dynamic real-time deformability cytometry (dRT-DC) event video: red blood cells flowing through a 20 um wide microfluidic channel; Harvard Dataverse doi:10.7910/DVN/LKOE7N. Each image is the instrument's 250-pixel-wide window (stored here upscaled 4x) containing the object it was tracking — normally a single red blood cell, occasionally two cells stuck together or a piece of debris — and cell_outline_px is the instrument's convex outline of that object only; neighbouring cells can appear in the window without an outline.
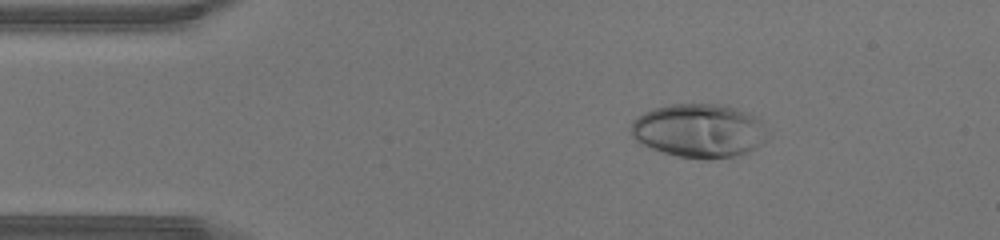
{"species": "human", "species_latin": "Homo sapiens", "temperature_condition": "warm", "stored_images_in_passage": 43, "camera_frame_rate_fps": 3000, "um_per_image_px": 0.085, "donor": {"sex": "male"}, "frame": {"image": 1, "passage_image": 6, "time_ms": 1.667, "image_size_px": [1000, 240], "cell_outline_px": [[772, 136], [768, 140], [748, 152], [732, 156], [676, 156], [640, 144], [632, 136], [632, 120], [636, 116], [644, 112], [656, 108], [672, 104], [720, 104], [736, 108], [760, 120]], "centroid_in_image_um": [59.44, 11.07], "position_along_channel_um": 25.6, "area_um2": 42.14}}
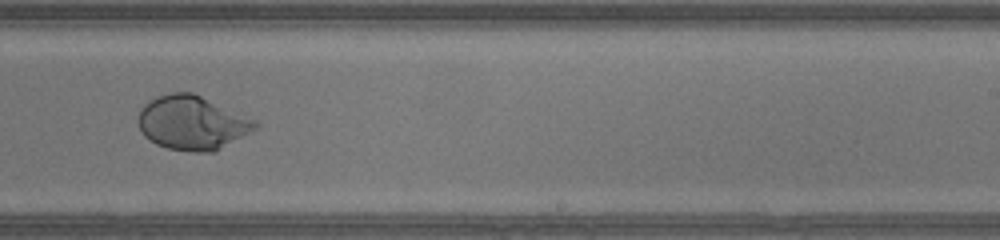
{"frame": {"image": 2, "passage_image": 26, "time_ms": 8.333, "image_size_px": [1000, 240], "cell_outline_px": [[260, 124], [256, 128], [216, 152], [196, 152], [168, 148], [156, 144], [144, 136], [136, 120], [136, 116], [140, 108], [144, 104], [156, 96], [172, 92], [192, 92], [256, 120]], "centroid_in_image_um": [16.3, 10.44], "position_along_channel_um": 272.7, "area_um2": 36.93}}
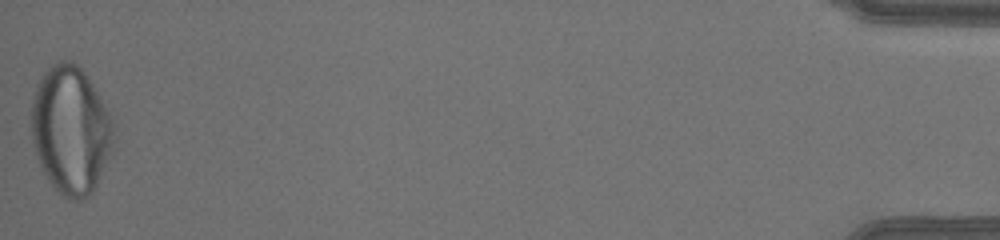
{"frame": {"image": 3, "passage_image": 43, "time_ms": 14.0, "image_size_px": [1000, 240], "cell_outline_px": [[112, 152], [96, 188], [84, 200], [72, 200], [64, 196], [48, 180], [36, 156], [32, 140], [32, 100], [36, 84], [44, 72], [52, 64], [60, 60], [72, 60], [84, 72], [92, 84], [112, 116]], "centroid_in_image_um": [6.01, 11.05], "position_along_channel_um": 429.2, "area_um2": 61.27}}